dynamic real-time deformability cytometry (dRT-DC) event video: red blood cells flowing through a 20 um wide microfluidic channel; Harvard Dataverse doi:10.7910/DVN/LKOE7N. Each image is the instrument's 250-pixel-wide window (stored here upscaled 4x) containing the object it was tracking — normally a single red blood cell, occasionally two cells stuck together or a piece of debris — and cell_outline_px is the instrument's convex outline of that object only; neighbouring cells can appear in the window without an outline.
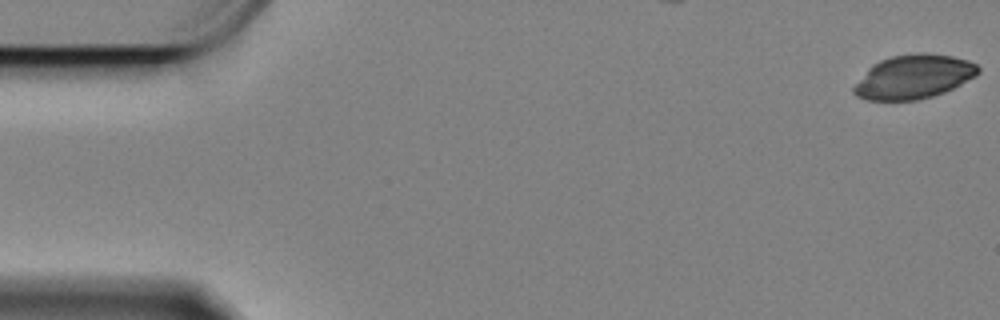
{"species": "Egyptian fruit bat (a non-hibernating species)", "species_latin": "Rousettus aegyptiacus", "temperature_condition": "cold", "stored_images_in_passage": 10, "camera_frame_rate_fps": 3000, "um_per_image_px": 0.085, "animal": {"sex": "female"}, "frame": {"image": 1, "passage_image": 1, "time_ms": 0.0, "image_size_px": [1000, 320], "cell_outline_px": [[980, 72], [976, 76], [944, 92], [932, 96], [916, 100], [868, 100], [856, 96], [852, 92], [852, 88], [868, 68], [872, 64], [880, 60], [892, 56], [916, 52], [924, 52], [952, 56], [968, 60], [976, 64], [980, 68]], "centroid_in_image_um": [77.65, 6.51], "position_along_channel_um": 7.3, "area_um2": 31.91}}